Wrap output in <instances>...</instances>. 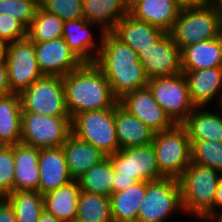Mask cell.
Wrapping results in <instances>:
<instances>
[{"mask_svg": "<svg viewBox=\"0 0 222 222\" xmlns=\"http://www.w3.org/2000/svg\"><path fill=\"white\" fill-rule=\"evenodd\" d=\"M68 172L73 180H77L92 166L100 163L107 156L92 144L82 141L72 133L62 145Z\"/></svg>", "mask_w": 222, "mask_h": 222, "instance_id": "44dd1931", "label": "cell"}, {"mask_svg": "<svg viewBox=\"0 0 222 222\" xmlns=\"http://www.w3.org/2000/svg\"><path fill=\"white\" fill-rule=\"evenodd\" d=\"M80 192L78 180H72L43 195L44 209L62 222H71L77 216Z\"/></svg>", "mask_w": 222, "mask_h": 222, "instance_id": "cb8c5ba5", "label": "cell"}, {"mask_svg": "<svg viewBox=\"0 0 222 222\" xmlns=\"http://www.w3.org/2000/svg\"><path fill=\"white\" fill-rule=\"evenodd\" d=\"M113 176V164L109 157H106L77 180L81 191L110 198L113 193Z\"/></svg>", "mask_w": 222, "mask_h": 222, "instance_id": "f546056e", "label": "cell"}, {"mask_svg": "<svg viewBox=\"0 0 222 222\" xmlns=\"http://www.w3.org/2000/svg\"><path fill=\"white\" fill-rule=\"evenodd\" d=\"M114 120L116 137L120 149L144 146L152 143L155 133L119 103L114 107Z\"/></svg>", "mask_w": 222, "mask_h": 222, "instance_id": "d6986e66", "label": "cell"}, {"mask_svg": "<svg viewBox=\"0 0 222 222\" xmlns=\"http://www.w3.org/2000/svg\"><path fill=\"white\" fill-rule=\"evenodd\" d=\"M71 222H84V221H81V220H79L77 218H74Z\"/></svg>", "mask_w": 222, "mask_h": 222, "instance_id": "f907efd6", "label": "cell"}, {"mask_svg": "<svg viewBox=\"0 0 222 222\" xmlns=\"http://www.w3.org/2000/svg\"><path fill=\"white\" fill-rule=\"evenodd\" d=\"M182 210L181 189L177 179L163 178L147 184L137 222H164L175 210Z\"/></svg>", "mask_w": 222, "mask_h": 222, "instance_id": "8fae6325", "label": "cell"}, {"mask_svg": "<svg viewBox=\"0 0 222 222\" xmlns=\"http://www.w3.org/2000/svg\"><path fill=\"white\" fill-rule=\"evenodd\" d=\"M158 170L164 178L179 179L191 163V142L182 124L155 133L152 141Z\"/></svg>", "mask_w": 222, "mask_h": 222, "instance_id": "5b68a950", "label": "cell"}, {"mask_svg": "<svg viewBox=\"0 0 222 222\" xmlns=\"http://www.w3.org/2000/svg\"><path fill=\"white\" fill-rule=\"evenodd\" d=\"M219 171L190 163L178 179L183 210L205 219L213 212V202L220 179Z\"/></svg>", "mask_w": 222, "mask_h": 222, "instance_id": "277c9868", "label": "cell"}, {"mask_svg": "<svg viewBox=\"0 0 222 222\" xmlns=\"http://www.w3.org/2000/svg\"><path fill=\"white\" fill-rule=\"evenodd\" d=\"M147 87L175 124H182L196 108L190 98L187 80L183 72L151 78Z\"/></svg>", "mask_w": 222, "mask_h": 222, "instance_id": "ba28073f", "label": "cell"}, {"mask_svg": "<svg viewBox=\"0 0 222 222\" xmlns=\"http://www.w3.org/2000/svg\"><path fill=\"white\" fill-rule=\"evenodd\" d=\"M38 6L39 0H4L0 2V14L11 15L28 28Z\"/></svg>", "mask_w": 222, "mask_h": 222, "instance_id": "d590c367", "label": "cell"}, {"mask_svg": "<svg viewBox=\"0 0 222 222\" xmlns=\"http://www.w3.org/2000/svg\"><path fill=\"white\" fill-rule=\"evenodd\" d=\"M83 13L88 22L104 24L102 32H111L129 10L125 0H83Z\"/></svg>", "mask_w": 222, "mask_h": 222, "instance_id": "83f0119b", "label": "cell"}, {"mask_svg": "<svg viewBox=\"0 0 222 222\" xmlns=\"http://www.w3.org/2000/svg\"><path fill=\"white\" fill-rule=\"evenodd\" d=\"M39 5L63 21L84 18L83 0H40Z\"/></svg>", "mask_w": 222, "mask_h": 222, "instance_id": "e575fe53", "label": "cell"}, {"mask_svg": "<svg viewBox=\"0 0 222 222\" xmlns=\"http://www.w3.org/2000/svg\"><path fill=\"white\" fill-rule=\"evenodd\" d=\"M22 112L47 116H70L65 101L63 77L43 76L20 93Z\"/></svg>", "mask_w": 222, "mask_h": 222, "instance_id": "9c48e42d", "label": "cell"}, {"mask_svg": "<svg viewBox=\"0 0 222 222\" xmlns=\"http://www.w3.org/2000/svg\"><path fill=\"white\" fill-rule=\"evenodd\" d=\"M148 183L139 181L124 191L112 193L110 203L114 222H137Z\"/></svg>", "mask_w": 222, "mask_h": 222, "instance_id": "484cf974", "label": "cell"}, {"mask_svg": "<svg viewBox=\"0 0 222 222\" xmlns=\"http://www.w3.org/2000/svg\"><path fill=\"white\" fill-rule=\"evenodd\" d=\"M27 37V27L18 19L8 14H0V39L6 44Z\"/></svg>", "mask_w": 222, "mask_h": 222, "instance_id": "74e56055", "label": "cell"}, {"mask_svg": "<svg viewBox=\"0 0 222 222\" xmlns=\"http://www.w3.org/2000/svg\"><path fill=\"white\" fill-rule=\"evenodd\" d=\"M14 146L0 147V189L7 195L14 192Z\"/></svg>", "mask_w": 222, "mask_h": 222, "instance_id": "8d00e7d4", "label": "cell"}, {"mask_svg": "<svg viewBox=\"0 0 222 222\" xmlns=\"http://www.w3.org/2000/svg\"><path fill=\"white\" fill-rule=\"evenodd\" d=\"M180 9L174 0H141L129 10V14L168 33Z\"/></svg>", "mask_w": 222, "mask_h": 222, "instance_id": "7402d4cb", "label": "cell"}, {"mask_svg": "<svg viewBox=\"0 0 222 222\" xmlns=\"http://www.w3.org/2000/svg\"><path fill=\"white\" fill-rule=\"evenodd\" d=\"M64 21L38 6L34 19L27 28V37L32 42H44L63 37Z\"/></svg>", "mask_w": 222, "mask_h": 222, "instance_id": "d6a6232c", "label": "cell"}, {"mask_svg": "<svg viewBox=\"0 0 222 222\" xmlns=\"http://www.w3.org/2000/svg\"><path fill=\"white\" fill-rule=\"evenodd\" d=\"M101 40L95 63L104 72L113 95L119 100L126 93L147 87L149 78L138 54L111 32H101Z\"/></svg>", "mask_w": 222, "mask_h": 222, "instance_id": "6da1fadb", "label": "cell"}, {"mask_svg": "<svg viewBox=\"0 0 222 222\" xmlns=\"http://www.w3.org/2000/svg\"><path fill=\"white\" fill-rule=\"evenodd\" d=\"M71 133L92 144L107 157L117 152L114 108L79 113L71 118Z\"/></svg>", "mask_w": 222, "mask_h": 222, "instance_id": "8992f818", "label": "cell"}, {"mask_svg": "<svg viewBox=\"0 0 222 222\" xmlns=\"http://www.w3.org/2000/svg\"><path fill=\"white\" fill-rule=\"evenodd\" d=\"M108 157L116 171V177L133 178L137 182H153L164 178L158 170L152 143L119 149Z\"/></svg>", "mask_w": 222, "mask_h": 222, "instance_id": "7c38bea8", "label": "cell"}, {"mask_svg": "<svg viewBox=\"0 0 222 222\" xmlns=\"http://www.w3.org/2000/svg\"><path fill=\"white\" fill-rule=\"evenodd\" d=\"M76 218L84 222H114L110 198L81 191Z\"/></svg>", "mask_w": 222, "mask_h": 222, "instance_id": "1f68e13d", "label": "cell"}, {"mask_svg": "<svg viewBox=\"0 0 222 222\" xmlns=\"http://www.w3.org/2000/svg\"><path fill=\"white\" fill-rule=\"evenodd\" d=\"M217 206L222 208V178L220 179L217 190H216V196L213 202V212H216L215 209Z\"/></svg>", "mask_w": 222, "mask_h": 222, "instance_id": "7bdbcfd3", "label": "cell"}, {"mask_svg": "<svg viewBox=\"0 0 222 222\" xmlns=\"http://www.w3.org/2000/svg\"><path fill=\"white\" fill-rule=\"evenodd\" d=\"M118 102L130 114L146 124L154 133L168 130L175 125L154 99L148 87L126 93Z\"/></svg>", "mask_w": 222, "mask_h": 222, "instance_id": "9a60e30c", "label": "cell"}, {"mask_svg": "<svg viewBox=\"0 0 222 222\" xmlns=\"http://www.w3.org/2000/svg\"><path fill=\"white\" fill-rule=\"evenodd\" d=\"M182 70H201L222 67V34L217 38L201 41L181 50Z\"/></svg>", "mask_w": 222, "mask_h": 222, "instance_id": "603a6c76", "label": "cell"}, {"mask_svg": "<svg viewBox=\"0 0 222 222\" xmlns=\"http://www.w3.org/2000/svg\"><path fill=\"white\" fill-rule=\"evenodd\" d=\"M139 1H141V0H125L128 10H130Z\"/></svg>", "mask_w": 222, "mask_h": 222, "instance_id": "7dc6e473", "label": "cell"}, {"mask_svg": "<svg viewBox=\"0 0 222 222\" xmlns=\"http://www.w3.org/2000/svg\"><path fill=\"white\" fill-rule=\"evenodd\" d=\"M5 63L12 93H21L43 77L35 54L34 42L28 37L7 44Z\"/></svg>", "mask_w": 222, "mask_h": 222, "instance_id": "30bf717a", "label": "cell"}, {"mask_svg": "<svg viewBox=\"0 0 222 222\" xmlns=\"http://www.w3.org/2000/svg\"><path fill=\"white\" fill-rule=\"evenodd\" d=\"M138 59L149 79L182 72L181 49L169 33L138 53Z\"/></svg>", "mask_w": 222, "mask_h": 222, "instance_id": "4fadbf2b", "label": "cell"}, {"mask_svg": "<svg viewBox=\"0 0 222 222\" xmlns=\"http://www.w3.org/2000/svg\"><path fill=\"white\" fill-rule=\"evenodd\" d=\"M174 1L181 9L197 7L207 2V0H174Z\"/></svg>", "mask_w": 222, "mask_h": 222, "instance_id": "b9f144b4", "label": "cell"}, {"mask_svg": "<svg viewBox=\"0 0 222 222\" xmlns=\"http://www.w3.org/2000/svg\"><path fill=\"white\" fill-rule=\"evenodd\" d=\"M137 183V181L133 178H125V177H116V171L114 170V176H113V193L121 192L132 185Z\"/></svg>", "mask_w": 222, "mask_h": 222, "instance_id": "f35d334b", "label": "cell"}, {"mask_svg": "<svg viewBox=\"0 0 222 222\" xmlns=\"http://www.w3.org/2000/svg\"><path fill=\"white\" fill-rule=\"evenodd\" d=\"M182 72L186 77L190 98L195 107L201 108L209 104L222 90V67L182 70ZM220 100L219 103L222 104V96Z\"/></svg>", "mask_w": 222, "mask_h": 222, "instance_id": "ac0fdd59", "label": "cell"}, {"mask_svg": "<svg viewBox=\"0 0 222 222\" xmlns=\"http://www.w3.org/2000/svg\"><path fill=\"white\" fill-rule=\"evenodd\" d=\"M92 24L85 18L64 21L62 38L83 63L96 62V53H90L97 46L89 29Z\"/></svg>", "mask_w": 222, "mask_h": 222, "instance_id": "4316f807", "label": "cell"}, {"mask_svg": "<svg viewBox=\"0 0 222 222\" xmlns=\"http://www.w3.org/2000/svg\"><path fill=\"white\" fill-rule=\"evenodd\" d=\"M0 222H17L14 210L7 200L0 206Z\"/></svg>", "mask_w": 222, "mask_h": 222, "instance_id": "60d3db41", "label": "cell"}, {"mask_svg": "<svg viewBox=\"0 0 222 222\" xmlns=\"http://www.w3.org/2000/svg\"><path fill=\"white\" fill-rule=\"evenodd\" d=\"M111 33L138 54L154 45L166 32L150 23L137 20L128 13L117 22Z\"/></svg>", "mask_w": 222, "mask_h": 222, "instance_id": "e0dca14e", "label": "cell"}, {"mask_svg": "<svg viewBox=\"0 0 222 222\" xmlns=\"http://www.w3.org/2000/svg\"><path fill=\"white\" fill-rule=\"evenodd\" d=\"M221 211H217V212H212L206 219H211V220H215L216 222H222V209H220Z\"/></svg>", "mask_w": 222, "mask_h": 222, "instance_id": "f6af8a7d", "label": "cell"}, {"mask_svg": "<svg viewBox=\"0 0 222 222\" xmlns=\"http://www.w3.org/2000/svg\"><path fill=\"white\" fill-rule=\"evenodd\" d=\"M67 111L73 116L93 110L114 108L119 102L101 68L94 63H83L63 76Z\"/></svg>", "mask_w": 222, "mask_h": 222, "instance_id": "7a4b0ae2", "label": "cell"}, {"mask_svg": "<svg viewBox=\"0 0 222 222\" xmlns=\"http://www.w3.org/2000/svg\"><path fill=\"white\" fill-rule=\"evenodd\" d=\"M168 33L181 50L217 38L222 34V7L206 2L197 7L182 8Z\"/></svg>", "mask_w": 222, "mask_h": 222, "instance_id": "3957f363", "label": "cell"}, {"mask_svg": "<svg viewBox=\"0 0 222 222\" xmlns=\"http://www.w3.org/2000/svg\"><path fill=\"white\" fill-rule=\"evenodd\" d=\"M191 162L211 167L222 173V142L217 141H190Z\"/></svg>", "mask_w": 222, "mask_h": 222, "instance_id": "836d02e7", "label": "cell"}, {"mask_svg": "<svg viewBox=\"0 0 222 222\" xmlns=\"http://www.w3.org/2000/svg\"><path fill=\"white\" fill-rule=\"evenodd\" d=\"M38 222H62L58 220L54 215L47 212L45 209L43 210L42 214L40 215V219Z\"/></svg>", "mask_w": 222, "mask_h": 222, "instance_id": "ee69618b", "label": "cell"}, {"mask_svg": "<svg viewBox=\"0 0 222 222\" xmlns=\"http://www.w3.org/2000/svg\"><path fill=\"white\" fill-rule=\"evenodd\" d=\"M207 2L222 7V0H207Z\"/></svg>", "mask_w": 222, "mask_h": 222, "instance_id": "681fc988", "label": "cell"}, {"mask_svg": "<svg viewBox=\"0 0 222 222\" xmlns=\"http://www.w3.org/2000/svg\"><path fill=\"white\" fill-rule=\"evenodd\" d=\"M38 165L40 170L38 191L42 195L73 180L68 172L62 146L39 149Z\"/></svg>", "mask_w": 222, "mask_h": 222, "instance_id": "2e32d148", "label": "cell"}, {"mask_svg": "<svg viewBox=\"0 0 222 222\" xmlns=\"http://www.w3.org/2000/svg\"><path fill=\"white\" fill-rule=\"evenodd\" d=\"M22 105L19 93L0 96V144L14 146L21 142Z\"/></svg>", "mask_w": 222, "mask_h": 222, "instance_id": "d4e9b609", "label": "cell"}, {"mask_svg": "<svg viewBox=\"0 0 222 222\" xmlns=\"http://www.w3.org/2000/svg\"><path fill=\"white\" fill-rule=\"evenodd\" d=\"M196 110V111H195ZM198 110V111H197ZM194 108L182 123L190 141L222 142V116L209 111Z\"/></svg>", "mask_w": 222, "mask_h": 222, "instance_id": "f1b7e54d", "label": "cell"}, {"mask_svg": "<svg viewBox=\"0 0 222 222\" xmlns=\"http://www.w3.org/2000/svg\"><path fill=\"white\" fill-rule=\"evenodd\" d=\"M70 134V116H47L35 112H22V143L38 149L60 147Z\"/></svg>", "mask_w": 222, "mask_h": 222, "instance_id": "52a82bcc", "label": "cell"}, {"mask_svg": "<svg viewBox=\"0 0 222 222\" xmlns=\"http://www.w3.org/2000/svg\"><path fill=\"white\" fill-rule=\"evenodd\" d=\"M17 222H38L44 210L43 195L39 191H14L7 195Z\"/></svg>", "mask_w": 222, "mask_h": 222, "instance_id": "4dcf8cb0", "label": "cell"}, {"mask_svg": "<svg viewBox=\"0 0 222 222\" xmlns=\"http://www.w3.org/2000/svg\"><path fill=\"white\" fill-rule=\"evenodd\" d=\"M39 149L25 143L14 145V191H38Z\"/></svg>", "mask_w": 222, "mask_h": 222, "instance_id": "ffe728a7", "label": "cell"}, {"mask_svg": "<svg viewBox=\"0 0 222 222\" xmlns=\"http://www.w3.org/2000/svg\"><path fill=\"white\" fill-rule=\"evenodd\" d=\"M7 44L0 39V61H4Z\"/></svg>", "mask_w": 222, "mask_h": 222, "instance_id": "bcb514c9", "label": "cell"}, {"mask_svg": "<svg viewBox=\"0 0 222 222\" xmlns=\"http://www.w3.org/2000/svg\"><path fill=\"white\" fill-rule=\"evenodd\" d=\"M12 93L8 82L7 66L4 61H0V96Z\"/></svg>", "mask_w": 222, "mask_h": 222, "instance_id": "ab89813d", "label": "cell"}, {"mask_svg": "<svg viewBox=\"0 0 222 222\" xmlns=\"http://www.w3.org/2000/svg\"><path fill=\"white\" fill-rule=\"evenodd\" d=\"M7 200V194L0 189V206Z\"/></svg>", "mask_w": 222, "mask_h": 222, "instance_id": "c3c4849f", "label": "cell"}, {"mask_svg": "<svg viewBox=\"0 0 222 222\" xmlns=\"http://www.w3.org/2000/svg\"><path fill=\"white\" fill-rule=\"evenodd\" d=\"M34 47L37 63L43 76L63 77L83 64L62 37L34 42Z\"/></svg>", "mask_w": 222, "mask_h": 222, "instance_id": "5bb4252c", "label": "cell"}]
</instances>
